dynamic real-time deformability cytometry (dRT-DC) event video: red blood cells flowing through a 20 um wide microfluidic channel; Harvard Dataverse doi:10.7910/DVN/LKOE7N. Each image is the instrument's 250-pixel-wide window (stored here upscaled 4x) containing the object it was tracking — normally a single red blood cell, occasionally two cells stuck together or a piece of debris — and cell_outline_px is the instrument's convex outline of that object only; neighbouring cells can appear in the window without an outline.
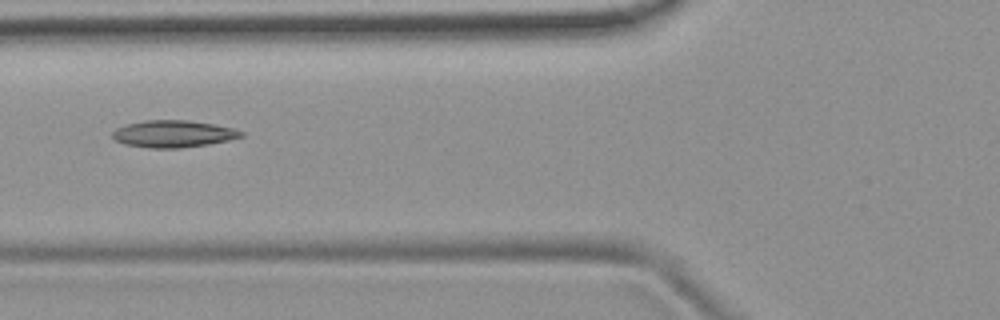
{"species": "common noctule bat (a hibernating species)", "species_latin": "Nyctalus noctula", "temperature_condition": "room temperature", "stored_images_in_passage": 10, "camera_frame_rate_fps": 3000, "um_per_image_px": 0.085, "animal": {"sex": "female", "body_mass_g": 19.9}, "frame": {"image": 1, "passage_image": 6, "time_ms": 1.667, "image_size_px": [1000, 320], "cell_outline_px": [[244, 136], [228, 140], [208, 144], [180, 148], [148, 148], [124, 144], [116, 140], [112, 136], [112, 132], [116, 128], [128, 124], [144, 120], [188, 120], [212, 124], [232, 128], [244, 132]], "centroid_in_image_um": [14.71, 11.38], "position_along_channel_um": 111.1, "area_um2": 20.17}}
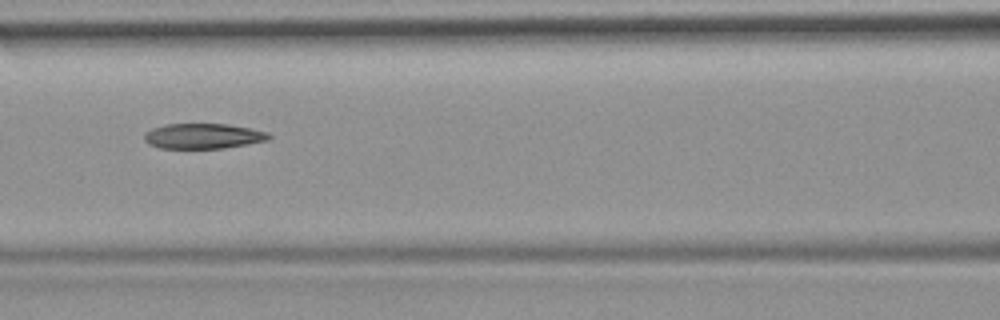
{"frame": {"image": 2, "passage_image": 7, "time_ms": 2.0, "image_size_px": [1000, 320], "cell_outline_px": [[272, 136], [268, 140], [224, 148], [160, 148], [148, 144], [144, 140], [144, 132], [152, 128], [164, 124], [228, 124], [268, 132]], "centroid_in_image_um": [17.23, 11.56], "position_along_channel_um": 149.4, "area_um2": 18.32}}
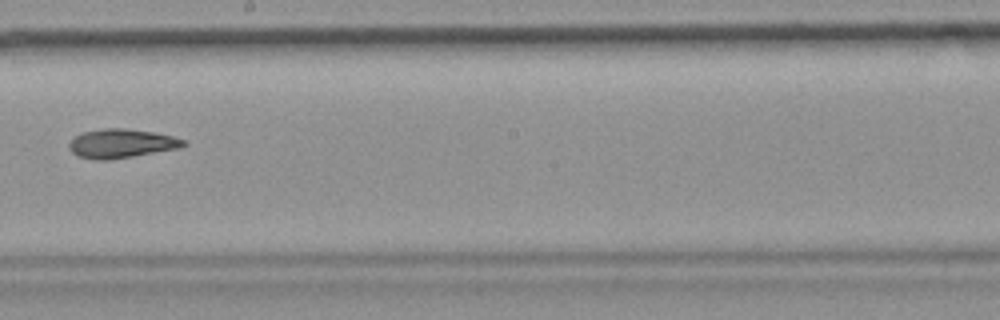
{"frame": {"image": 3, "passage_image": 9, "time_ms": 2.667, "image_size_px": [1000, 320], "cell_outline_px": [[188, 144], [180, 148], [108, 160], [96, 160], [80, 156], [72, 152], [68, 148], [68, 144], [76, 136], [84, 132], [104, 128], [124, 128], [152, 132], [172, 136], [184, 140]], "centroid_in_image_um": [10.32, 12.2], "position_along_channel_um": 237.9, "area_um2": 19.07}}